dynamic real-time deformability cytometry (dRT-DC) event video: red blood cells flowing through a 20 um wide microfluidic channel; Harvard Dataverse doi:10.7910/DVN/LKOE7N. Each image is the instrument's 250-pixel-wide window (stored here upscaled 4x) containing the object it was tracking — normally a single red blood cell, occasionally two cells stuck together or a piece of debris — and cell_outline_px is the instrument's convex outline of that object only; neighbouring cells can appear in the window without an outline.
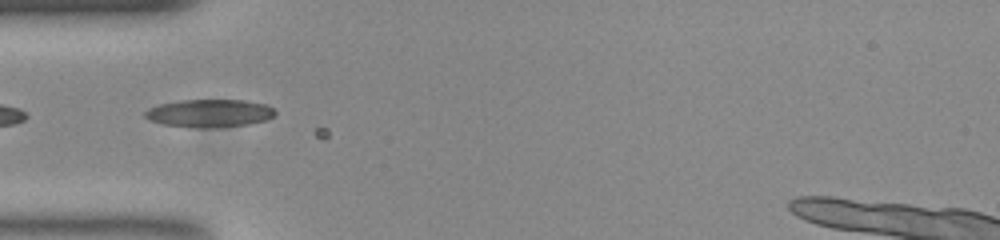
{"species": "common noctule bat (a hibernating species)", "species_latin": "Nyctalus noctula", "temperature_condition": "room temperature", "stored_images_in_passage": 5, "camera_frame_rate_fps": 3000, "um_per_image_px": 0.085, "animal": {"sex": "female", "body_mass_g": 23.0, "forearm_length_mm": 53.4}, "frame": {"image": 1, "passage_image": 1, "time_ms": 0.0, "image_size_px": [1000, 240], "cell_outline_px": [[276, 112], [268, 120], [248, 124], [220, 128], [196, 128], [164, 124], [152, 120], [144, 116], [144, 112], [148, 108], [160, 104], [180, 100], [244, 100], [264, 104], [272, 108]], "centroid_in_image_um": [17.81, 9.63], "position_along_channel_um": 67.2, "area_um2": 21.15}}